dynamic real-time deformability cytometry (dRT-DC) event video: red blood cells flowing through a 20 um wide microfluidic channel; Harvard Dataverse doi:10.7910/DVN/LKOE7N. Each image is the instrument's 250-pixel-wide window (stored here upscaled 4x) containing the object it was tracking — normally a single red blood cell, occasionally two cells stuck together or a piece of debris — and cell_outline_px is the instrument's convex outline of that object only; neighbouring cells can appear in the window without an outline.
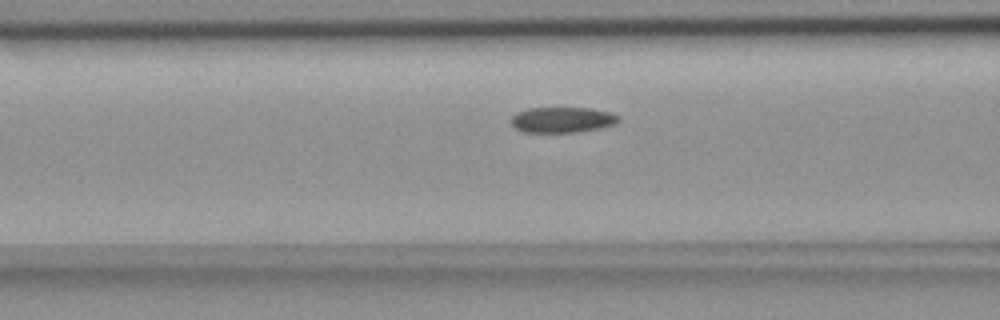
{"species": "common noctule bat (a hibernating species)", "species_latin": "Nyctalus noctula", "temperature_condition": "room temperature", "stored_images_in_passage": 33, "camera_frame_rate_fps": 3000, "um_per_image_px": 0.085, "animal": {"sex": "female", "body_mass_g": 18.4}, "frame": {"image": 1, "passage_image": 6, "time_ms": 1.667, "image_size_px": [1000, 320], "cell_outline_px": [[620, 120], [616, 124], [600, 128], [580, 132], [520, 132], [508, 120], [516, 112], [528, 108], [592, 108], [608, 112], [620, 116]], "centroid_in_image_um": [47.78, 10.18], "position_along_channel_um": 118.8, "area_um2": 16.24}}
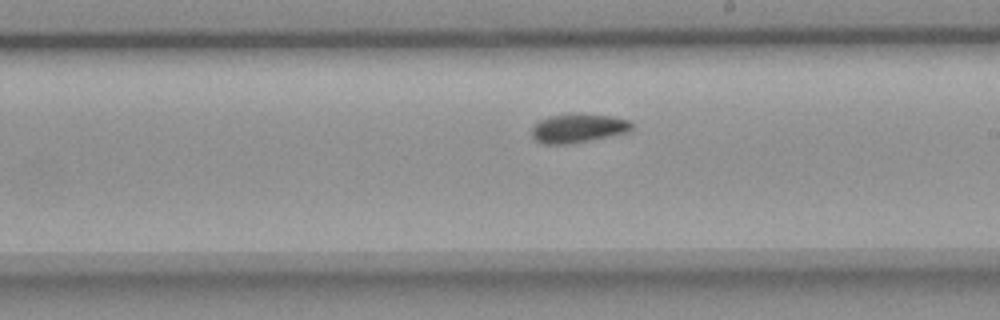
{"frame": {"image": 2, "passage_image": 16, "time_ms": 5.0, "image_size_px": [1000, 320], "cell_outline_px": [[632, 128], [628, 132], [572, 144], [544, 144], [532, 140], [532, 124], [540, 120], [552, 116], [580, 112], [584, 112], [612, 116], [628, 120], [632, 124]], "centroid_in_image_um": [49.11, 10.89], "position_along_channel_um": 239.9, "area_um2": 17.22}}
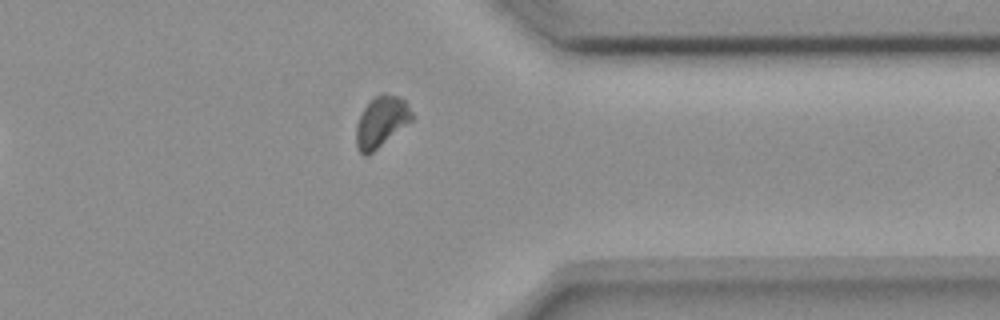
{"frame": {"image": 3, "passage_image": 28, "time_ms": 9.0, "image_size_px": [1000, 320], "cell_outline_px": [[412, 120], [368, 156], [364, 156], [356, 148], [356, 124], [364, 108], [376, 96], [384, 92], [400, 96], [408, 104], [412, 112]], "centroid_in_image_um": [32.4, 10.35], "position_along_channel_um": 379.0, "area_um2": 16.42}}